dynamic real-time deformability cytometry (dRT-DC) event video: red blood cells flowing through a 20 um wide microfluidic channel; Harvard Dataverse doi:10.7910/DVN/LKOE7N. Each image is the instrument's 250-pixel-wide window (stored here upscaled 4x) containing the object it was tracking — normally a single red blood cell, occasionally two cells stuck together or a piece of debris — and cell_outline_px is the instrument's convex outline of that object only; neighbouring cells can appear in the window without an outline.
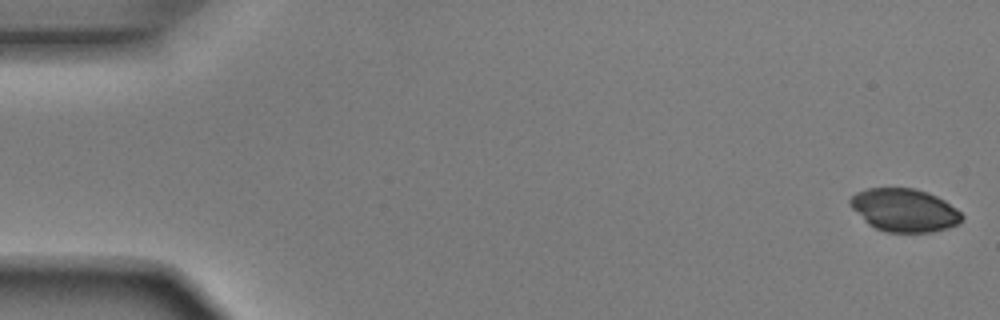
{"species": "Egyptian fruit bat (a non-hibernating species)", "species_latin": "Rousettus aegyptiacus", "temperature_condition": "room temperature", "stored_images_in_passage": 51, "camera_frame_rate_fps": 3000, "um_per_image_px": 0.085, "animal": {"sex": "male"}, "frame": {"image": 1, "passage_image": 1, "time_ms": 0.0, "image_size_px": [1000, 320], "cell_outline_px": [[964, 216], [960, 224], [948, 228], [932, 232], [884, 232], [868, 224], [848, 204], [848, 200], [856, 192], [868, 188], [912, 188], [928, 192], [944, 200], [956, 208]], "centroid_in_image_um": [76.87, 17.87], "position_along_channel_um": 8.1, "area_um2": 28.15}}
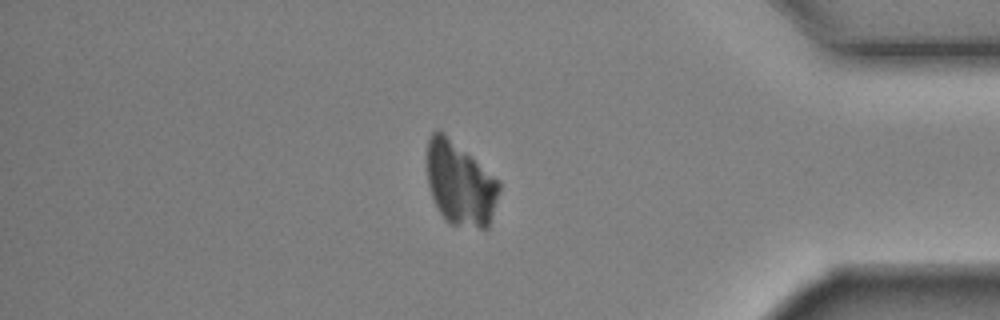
{"frame": {"image": 2, "passage_image": 44, "time_ms": 14.333, "image_size_px": [1000, 320], "cell_outline_px": [[500, 192], [488, 228], [480, 228], [452, 224], [440, 212], [432, 196], [428, 184], [428, 140], [432, 132], [436, 128], [440, 128], [500, 180]], "centroid_in_image_um": [39.14, 15.56], "position_along_channel_um": 396.1, "area_um2": 35.14}}
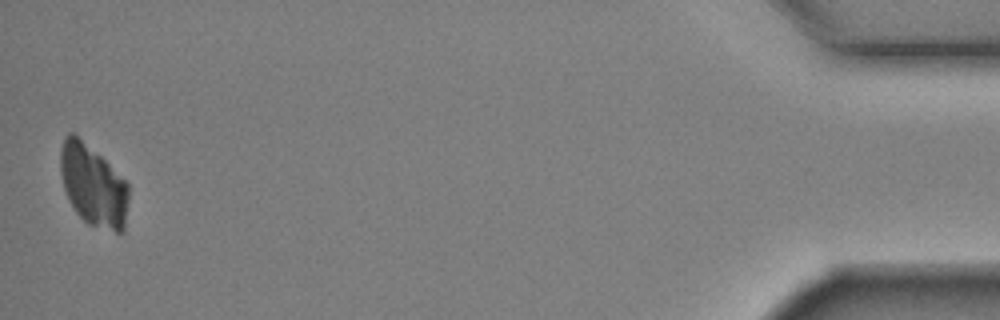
{"frame": {"image": 3, "passage_image": 51, "time_ms": 16.667, "image_size_px": [1000, 320], "cell_outline_px": [[128, 200], [124, 232], [116, 232], [88, 224], [76, 212], [68, 200], [64, 188], [60, 172], [60, 148], [64, 136], [68, 132], [72, 132], [100, 156], [128, 184]], "centroid_in_image_um": [7.89, 15.78], "position_along_channel_um": 427.3, "area_um2": 32.08}}